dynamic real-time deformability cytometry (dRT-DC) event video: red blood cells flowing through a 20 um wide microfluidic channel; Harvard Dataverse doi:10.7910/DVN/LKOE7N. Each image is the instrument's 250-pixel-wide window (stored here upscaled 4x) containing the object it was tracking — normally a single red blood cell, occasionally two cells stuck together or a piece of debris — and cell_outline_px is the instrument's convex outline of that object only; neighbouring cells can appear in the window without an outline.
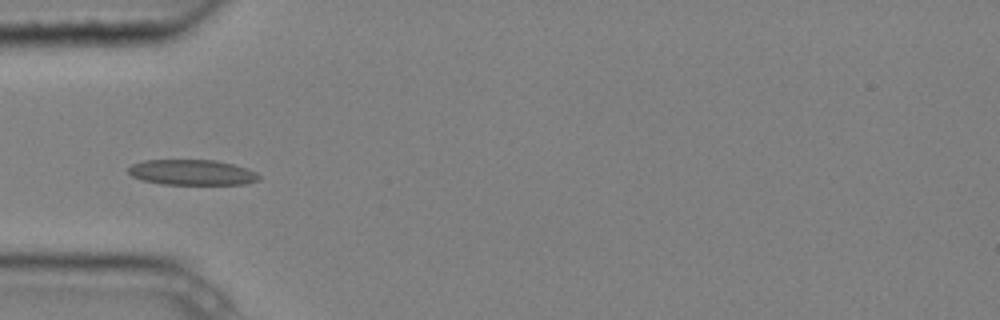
{"species": "common noctule bat (a hibernating species)", "species_latin": "Nyctalus noctula", "temperature_condition": "cold", "stored_images_in_passage": 7, "camera_frame_rate_fps": 3000, "um_per_image_px": 0.085, "animal": {"sex": "male", "body_mass_g": 20.4}, "frame": {"image": 1, "passage_image": 5, "time_ms": 1.333, "image_size_px": [1000, 320], "cell_outline_px": [[260, 180], [244, 184], [160, 184], [144, 180], [132, 176], [128, 172], [128, 168], [132, 164], [144, 160], [216, 160], [248, 168], [256, 172], [260, 176]], "centroid_in_image_um": [16.34, 14.65], "position_along_channel_um": 68.7, "area_um2": 19.36}}
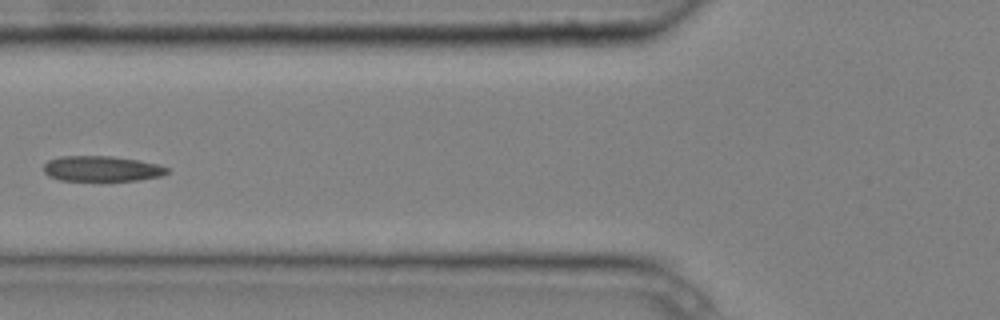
{"frame": {"image": 2, "passage_image": 6, "time_ms": 1.667, "image_size_px": [1000, 320], "cell_outline_px": [[168, 172], [160, 176], [136, 180], [100, 184], [60, 180], [48, 176], [44, 172], [44, 164], [48, 160], [60, 156], [112, 156], [136, 160], [156, 164], [168, 168]], "centroid_in_image_um": [8.58, 14.39], "position_along_channel_um": 117.2, "area_um2": 19.13}}
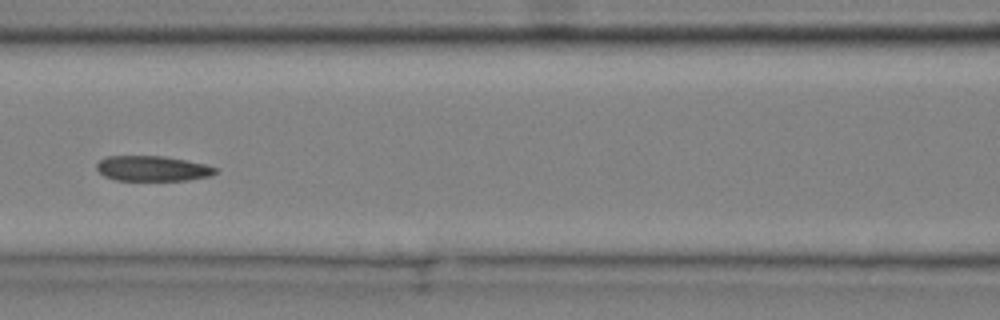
{"frame": {"image": 3, "passage_image": 7, "time_ms": 2.0, "image_size_px": [1000, 320], "cell_outline_px": [[220, 168], [212, 176], [188, 180], [116, 180], [104, 176], [96, 168], [96, 164], [100, 160], [108, 156], [164, 156], [204, 164]], "centroid_in_image_um": [12.99, 14.32], "position_along_channel_um": 153.6, "area_um2": 17.46}}